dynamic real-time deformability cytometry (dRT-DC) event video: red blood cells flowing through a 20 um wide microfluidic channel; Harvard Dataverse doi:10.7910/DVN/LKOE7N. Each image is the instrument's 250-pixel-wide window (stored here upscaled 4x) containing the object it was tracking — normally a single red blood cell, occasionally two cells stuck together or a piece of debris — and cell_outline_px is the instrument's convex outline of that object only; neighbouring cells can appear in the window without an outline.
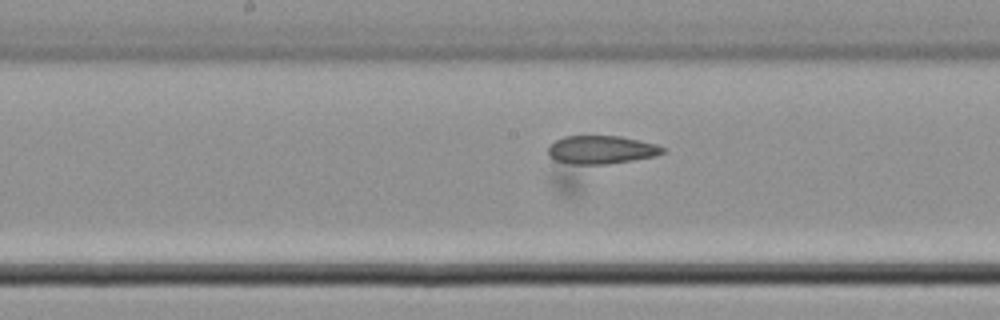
{"species": "common noctule bat (a hibernating species)", "species_latin": "Nyctalus noctula", "temperature_condition": "cold", "stored_images_in_passage": 51, "camera_frame_rate_fps": 3000, "um_per_image_px": 0.085, "animal": {"sex": "male", "body_mass_g": 21.5, "forearm_length_mm": 52.0}, "frame": {"image": 1, "passage_image": 18, "time_ms": 5.667, "image_size_px": [1000, 320], "cell_outline_px": [[664, 152], [576, 196], [564, 196], [552, 184], [548, 156], [548, 148], [556, 140], [564, 136], [620, 136], [656, 144], [664, 148]], "centroid_in_image_um": [50.54, 13.64], "position_along_channel_um": 197.7, "area_um2": 32.83}}